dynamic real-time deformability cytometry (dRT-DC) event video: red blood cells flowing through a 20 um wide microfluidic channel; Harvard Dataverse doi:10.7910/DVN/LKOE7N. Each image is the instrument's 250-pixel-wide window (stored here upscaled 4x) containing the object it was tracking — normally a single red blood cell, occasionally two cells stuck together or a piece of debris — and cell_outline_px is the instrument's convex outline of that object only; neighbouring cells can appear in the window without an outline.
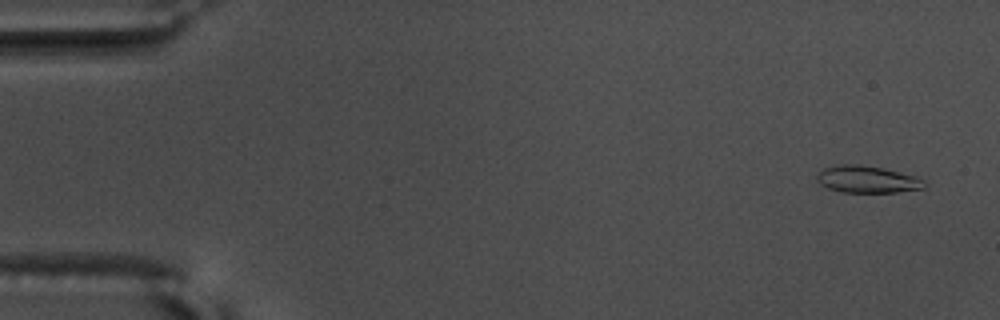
{"species": "common noctule bat (a hibernating species)", "species_latin": "Nyctalus noctula", "temperature_condition": "warm", "stored_images_in_passage": 54, "camera_frame_rate_fps": 3000, "um_per_image_px": 0.085, "animal": {"sex": "male", "body_mass_g": 17.5, "forearm_length_mm": 52.3}, "frame": {"image": 1, "passage_image": 3, "time_ms": 0.667, "image_size_px": [1000, 320], "cell_outline_px": [[924, 188], [896, 192], [840, 192], [828, 188], [820, 184], [816, 180], [816, 176], [824, 168], [840, 164], [860, 164], [884, 168], [916, 176], [924, 180]], "centroid_in_image_um": [73.7, 15.24], "position_along_channel_um": 11.3, "area_um2": 16.94}}
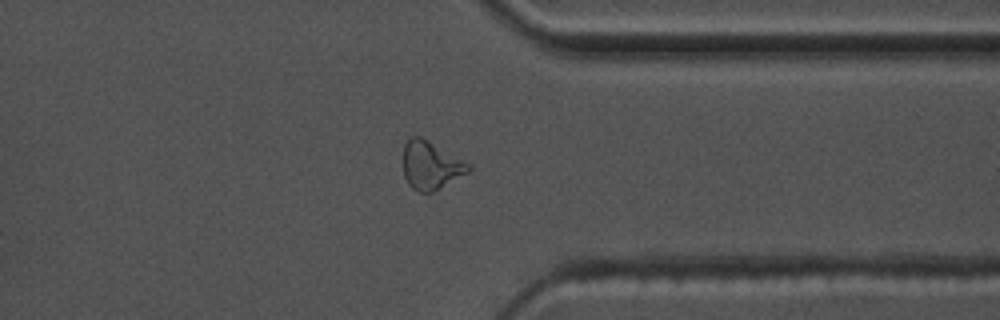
{"frame": {"image": 2, "passage_image": 44, "time_ms": 14.333, "image_size_px": [1000, 320], "cell_outline_px": [[472, 168], [468, 172], [432, 192], [420, 192], [412, 188], [408, 184], [404, 176], [404, 144], [408, 136], [420, 136], [428, 140], [472, 164]], "centroid_in_image_um": [36.62, 14.03], "position_along_channel_um": 374.8, "area_um2": 18.32}}
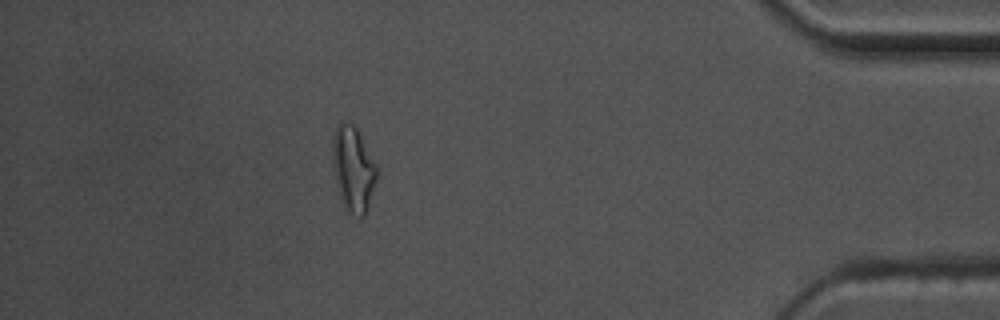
{"frame": {"image": 3, "passage_image": 50, "time_ms": 16.333, "image_size_px": [1000, 320], "cell_outline_px": [[376, 180], [368, 208], [364, 216], [360, 216], [344, 208], [340, 200], [336, 184], [332, 164], [332, 140], [336, 124], [344, 120], [352, 124], [356, 128], [376, 164]], "centroid_in_image_um": [29.98, 14.33], "position_along_channel_um": 405.2, "area_um2": 21.91}}